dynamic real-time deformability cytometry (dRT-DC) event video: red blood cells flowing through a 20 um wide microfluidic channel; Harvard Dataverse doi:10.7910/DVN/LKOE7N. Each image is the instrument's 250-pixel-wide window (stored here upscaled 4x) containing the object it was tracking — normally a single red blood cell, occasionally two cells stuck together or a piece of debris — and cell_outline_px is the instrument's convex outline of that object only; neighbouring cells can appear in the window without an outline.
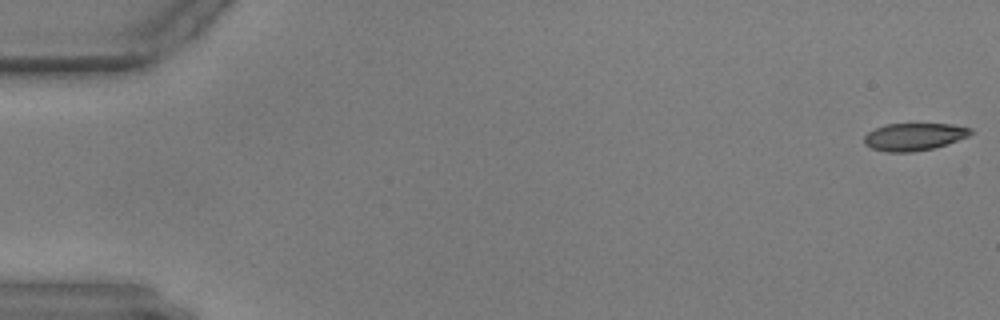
{"species": "common noctule bat (a hibernating species)", "species_latin": "Nyctalus noctula", "temperature_condition": "warm", "stored_images_in_passage": 58, "camera_frame_rate_fps": 3000, "um_per_image_px": 0.085, "animal": {"sex": "male", "body_mass_g": 17.9, "forearm_length_mm": 54.2}, "frame": {"image": 1, "passage_image": 1, "time_ms": 0.0, "image_size_px": [1000, 320], "cell_outline_px": [[972, 132], [968, 136], [932, 148], [912, 152], [888, 152], [872, 148], [864, 144], [864, 136], [868, 132], [876, 128], [888, 124], [952, 124], [972, 128]], "centroid_in_image_um": [77.67, 11.62], "position_along_channel_um": 7.3, "area_um2": 16.76}}
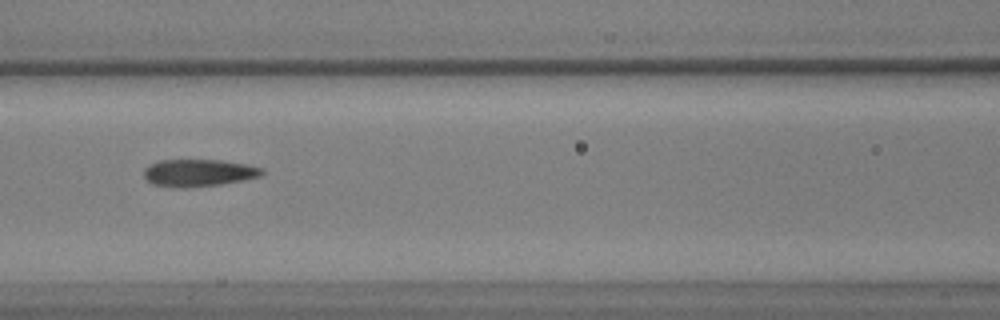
{"frame": {"image": 2, "passage_image": 26, "time_ms": 8.333, "image_size_px": [1000, 320], "cell_outline_px": [[264, 172], [260, 176], [220, 184], [184, 188], [180, 188], [152, 184], [144, 176], [144, 168], [148, 164], [160, 160], [220, 160], [244, 164], [264, 168]], "centroid_in_image_um": [16.84, 14.68], "position_along_channel_um": 149.8, "area_um2": 18.61}}
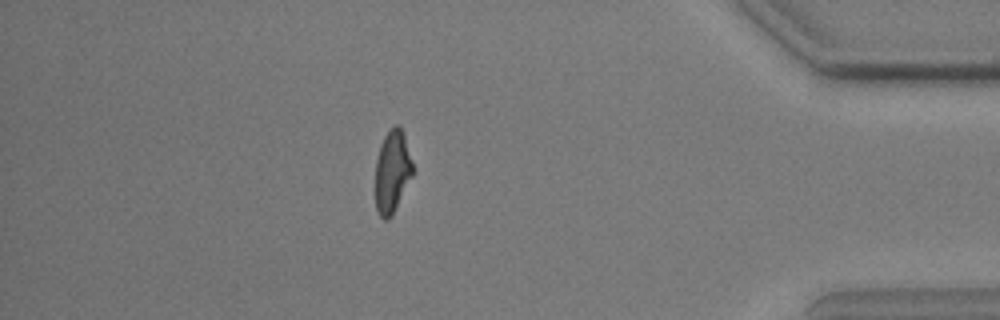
{"frame": {"image": 3, "passage_image": 51, "time_ms": 16.667, "image_size_px": [1000, 320], "cell_outline_px": [[412, 176], [392, 216], [388, 220], [384, 220], [380, 216], [376, 208], [376, 160], [380, 144], [384, 136], [396, 124], [400, 124], [404, 132], [412, 164]], "centroid_in_image_um": [33.34, 14.57], "position_along_channel_um": 401.9, "area_um2": 17.86}}